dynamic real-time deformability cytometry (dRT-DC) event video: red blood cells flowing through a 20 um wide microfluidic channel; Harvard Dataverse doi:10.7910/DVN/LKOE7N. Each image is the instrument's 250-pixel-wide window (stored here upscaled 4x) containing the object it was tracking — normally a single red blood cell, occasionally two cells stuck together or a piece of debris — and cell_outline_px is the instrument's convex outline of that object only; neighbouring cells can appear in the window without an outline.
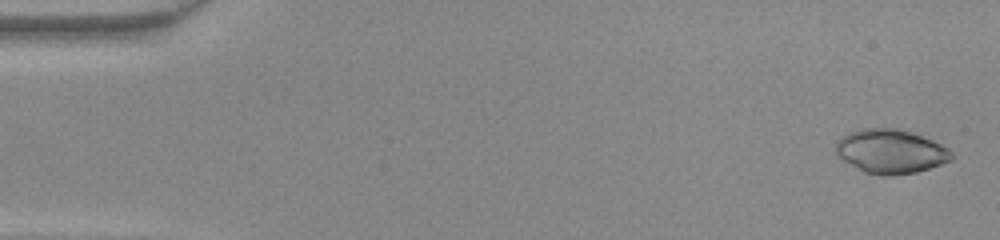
{"species": "common noctule bat (a hibernating species)", "species_latin": "Nyctalus noctula", "temperature_condition": "warm", "stored_images_in_passage": 48, "camera_frame_rate_fps": 3000, "um_per_image_px": 0.085, "animal": {"sex": "female", "body_mass_g": 22.0, "forearm_length_mm": 56.7}, "frame": {"image": 1, "passage_image": 2, "time_ms": 0.333, "image_size_px": [1000, 240], "cell_outline_px": [[956, 156], [952, 160], [916, 172], [892, 176], [880, 176], [864, 172], [836, 156], [832, 148], [836, 140], [848, 132], [864, 128], [900, 128], [932, 140], [948, 148]], "centroid_in_image_um": [75.66, 12.87], "position_along_channel_um": 9.3, "area_um2": 30.17}}
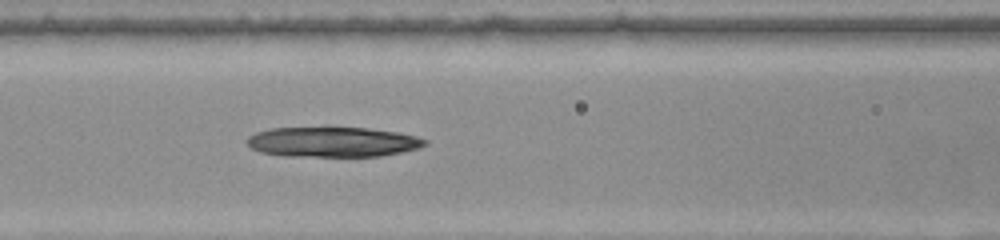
{"frame": {"image": 2, "passage_image": 21, "time_ms": 6.667, "image_size_px": [1000, 240], "cell_outline_px": [[428, 144], [420, 148], [380, 156], [284, 156], [260, 152], [252, 148], [248, 144], [248, 136], [256, 132], [272, 128], [368, 128], [396, 132], [416, 136], [428, 140]], "centroid_in_image_um": [28.3, 12.07], "position_along_channel_um": 138.3, "area_um2": 30.98}}
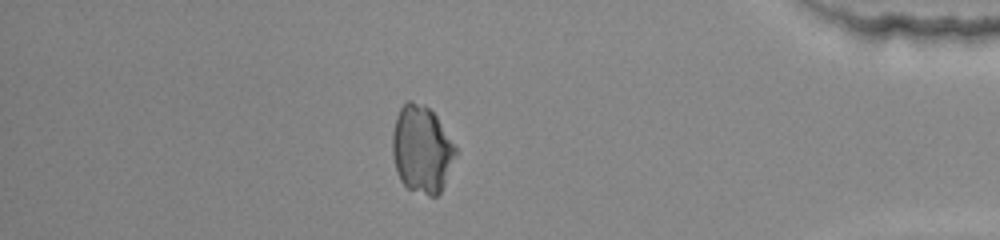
{"frame": {"image": 3, "passage_image": 42, "time_ms": 13.667, "image_size_px": [1000, 240], "cell_outline_px": [[456, 152], [444, 184], [440, 192], [436, 196], [428, 196], [408, 188], [400, 180], [396, 172], [392, 152], [392, 132], [396, 116], [400, 108], [408, 100], [412, 100], [424, 104], [436, 116], [456, 148]], "centroid_in_image_um": [35.81, 12.68], "position_along_channel_um": 399.4, "area_um2": 31.91}}